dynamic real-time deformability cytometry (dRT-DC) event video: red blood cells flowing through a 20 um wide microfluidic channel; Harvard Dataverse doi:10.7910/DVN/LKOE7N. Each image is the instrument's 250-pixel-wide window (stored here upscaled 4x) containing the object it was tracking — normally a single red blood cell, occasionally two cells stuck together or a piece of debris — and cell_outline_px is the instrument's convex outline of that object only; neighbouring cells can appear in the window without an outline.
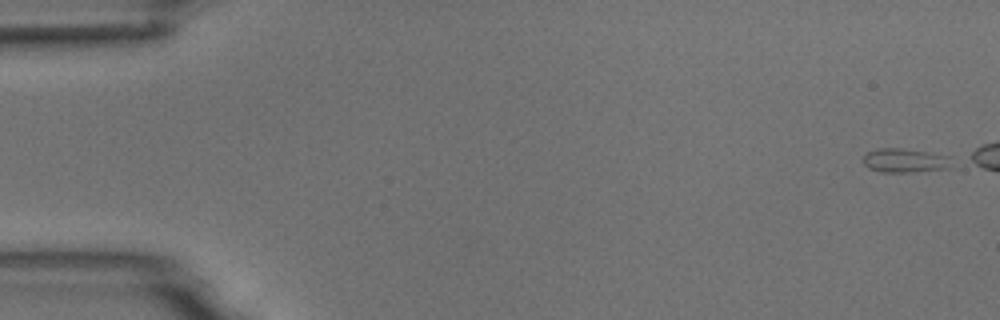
{"species": "common noctule bat (a hibernating species)", "species_latin": "Nyctalus noctula", "temperature_condition": "room temperature", "stored_images_in_passage": 6, "camera_frame_rate_fps": 3000, "um_per_image_px": 0.085, "animal": {"sex": "male", "body_mass_g": 18.8}, "frame": {"image": 1, "passage_image": 1, "time_ms": 0.0, "image_size_px": [1000, 320], "cell_outline_px": [[952, 156], [948, 168], [912, 172], [880, 172], [868, 168], [864, 164], [864, 156], [868, 152], [880, 148], [900, 148]], "centroid_in_image_um": [76.9, 13.65], "position_along_channel_um": 8.1, "area_um2": 12.25}}